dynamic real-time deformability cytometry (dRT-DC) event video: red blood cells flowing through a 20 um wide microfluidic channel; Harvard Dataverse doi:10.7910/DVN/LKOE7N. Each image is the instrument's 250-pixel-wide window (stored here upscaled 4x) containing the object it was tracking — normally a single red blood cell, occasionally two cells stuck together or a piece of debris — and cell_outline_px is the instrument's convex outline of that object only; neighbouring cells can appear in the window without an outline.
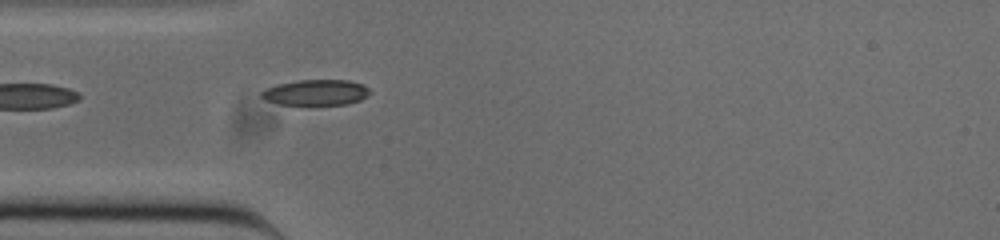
{"species": "common noctule bat (a hibernating species)", "species_latin": "Nyctalus noctula", "temperature_condition": "cold", "stored_images_in_passage": 39, "camera_frame_rate_fps": 3000, "um_per_image_px": 0.085, "animal": {"sex": "male", "body_mass_g": 20.0, "forearm_length_mm": 53.3}, "frame": {"image": 1, "passage_image": 1, "time_ms": 0.0, "image_size_px": [1000, 240], "cell_outline_px": [[372, 92], [360, 100], [348, 104], [280, 104], [268, 100], [260, 96], [260, 92], [276, 84], [300, 80], [348, 80], [364, 84]], "centroid_in_image_um": [26.89, 7.84], "position_along_channel_um": 58.1, "area_um2": 16.07}}
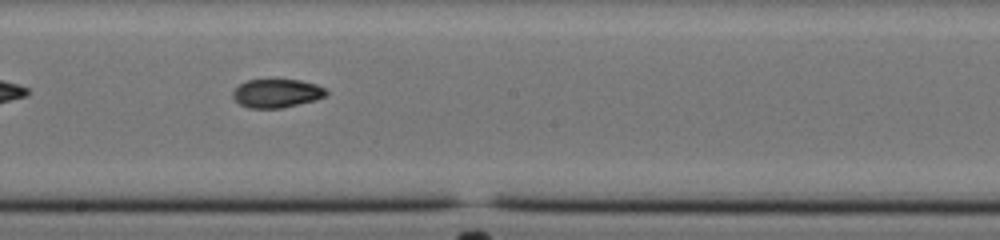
{"frame": {"image": 2, "passage_image": 14, "time_ms": 4.333, "image_size_px": [1000, 240], "cell_outline_px": [[328, 96], [316, 100], [280, 108], [248, 108], [240, 104], [232, 96], [232, 92], [240, 84], [248, 80], [300, 80], [316, 84], [328, 88]], "centroid_in_image_um": [23.58, 7.93], "position_along_channel_um": 224.6, "area_um2": 15.61}}
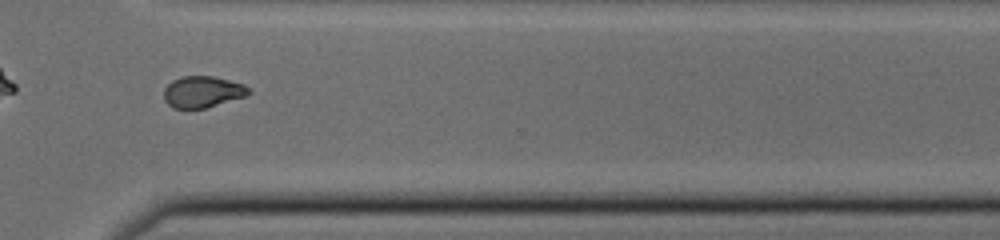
{"frame": {"image": 3, "passage_image": 24, "time_ms": 7.667, "image_size_px": [1000, 240], "cell_outline_px": [[252, 92], [248, 96], [204, 108], [172, 108], [164, 100], [164, 88], [172, 80], [180, 76], [212, 76], [244, 84]], "centroid_in_image_um": [17.22, 7.8], "position_along_channel_um": 353.4, "area_um2": 15.61}, "authors_computed_cell_mechanics": {"area_um2": 16.0684, "velocity_mm_per_s": 3.8554, "shape_relaxation_time_tau1_ms": 7.7622, "shape_relaxation_time_tau2_ms": 3.198, "deformation_change_tau1": 0.2002, "deformation_change_tau2": 0.0752}}